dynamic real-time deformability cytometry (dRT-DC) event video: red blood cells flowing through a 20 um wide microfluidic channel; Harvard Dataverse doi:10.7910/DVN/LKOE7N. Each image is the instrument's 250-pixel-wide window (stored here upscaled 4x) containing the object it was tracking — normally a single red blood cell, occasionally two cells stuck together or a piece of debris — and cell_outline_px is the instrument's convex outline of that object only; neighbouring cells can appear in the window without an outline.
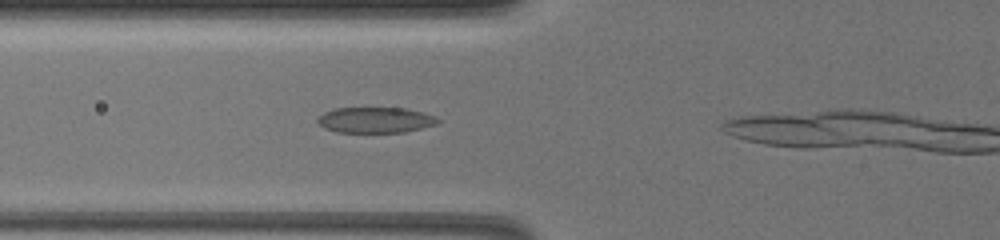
{"species": "common noctule bat (a hibernating species)", "species_latin": "Nyctalus noctula", "temperature_condition": "warm", "stored_images_in_passage": 26, "camera_frame_rate_fps": 3000, "um_per_image_px": 0.085, "animal": {"sex": "female", "body_mass_g": 19.5, "forearm_length_mm": 54.1}, "frame": {"image": 1, "passage_image": 14, "time_ms": 4.333, "image_size_px": [1000, 240], "cell_outline_px": [[440, 120], [436, 124], [404, 132], [336, 132], [324, 128], [316, 120], [324, 112], [332, 108], [404, 108], [424, 112], [436, 116]], "centroid_in_image_um": [31.9, 10.19], "position_along_channel_um": 93.9, "area_um2": 17.98}}
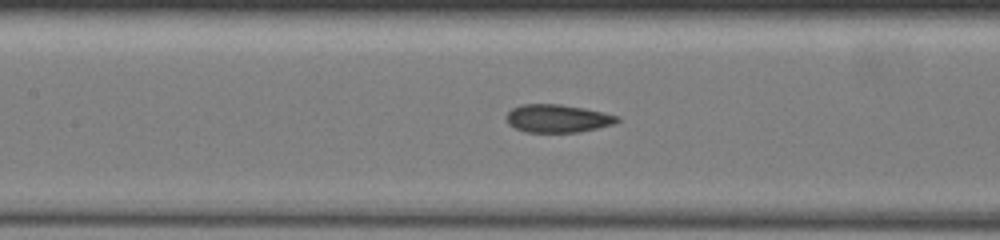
{"frame": {"image": 2, "passage_image": 20, "time_ms": 6.333, "image_size_px": [1000, 240], "cell_outline_px": [[620, 120], [612, 124], [580, 132], [524, 132], [508, 124], [504, 120], [504, 116], [512, 108], [520, 104], [560, 104], [584, 108], [620, 116]], "centroid_in_image_um": [47.34, 10.06], "position_along_channel_um": 160.1, "area_um2": 18.21}}
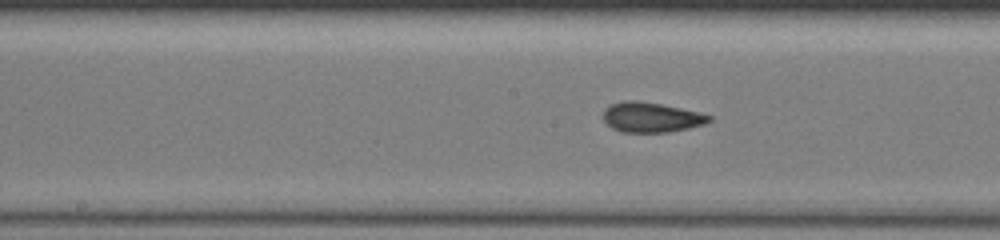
{"frame": {"image": 3, "passage_image": 23, "time_ms": 7.333, "image_size_px": [1000, 240], "cell_outline_px": [[712, 120], [704, 124], [688, 128], [668, 132], [620, 132], [612, 128], [604, 120], [604, 108], [612, 104], [624, 100], [636, 100], [660, 104], [700, 112], [712, 116]], "centroid_in_image_um": [55.36, 9.97], "position_along_channel_um": 192.8, "area_um2": 18.44}}